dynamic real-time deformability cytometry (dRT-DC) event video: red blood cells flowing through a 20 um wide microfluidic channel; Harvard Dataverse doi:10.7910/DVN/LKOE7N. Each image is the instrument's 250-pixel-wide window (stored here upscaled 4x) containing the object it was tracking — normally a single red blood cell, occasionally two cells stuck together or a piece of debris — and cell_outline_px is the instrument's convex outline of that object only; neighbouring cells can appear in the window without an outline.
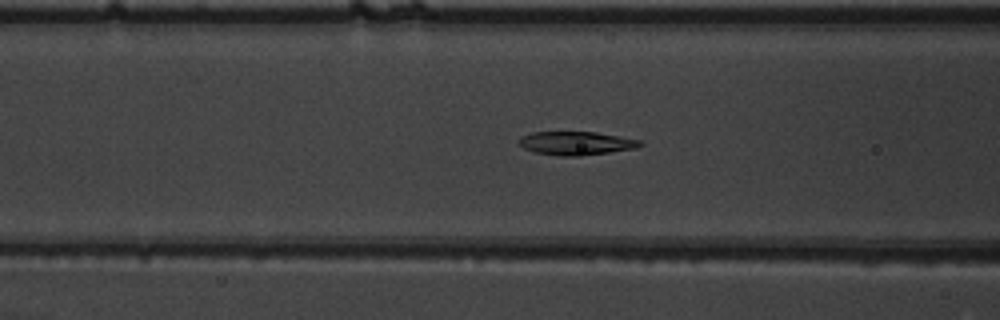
{"species": "common noctule bat (a hibernating species)", "species_latin": "Nyctalus noctula", "temperature_condition": "warm", "stored_images_in_passage": 52, "camera_frame_rate_fps": 3000, "um_per_image_px": 0.085, "animal": {"sex": "male", "body_mass_g": 19.5, "forearm_length_mm": 54.6}, "frame": {"image": 1, "passage_image": 21, "time_ms": 6.667, "image_size_px": [1000, 320], "cell_outline_px": [[644, 144], [636, 148], [580, 156], [556, 156], [536, 152], [524, 148], [516, 144], [520, 136], [532, 132], [596, 132], [640, 140]], "centroid_in_image_um": [48.92, 12.17], "position_along_channel_um": 117.7, "area_um2": 16.65}}
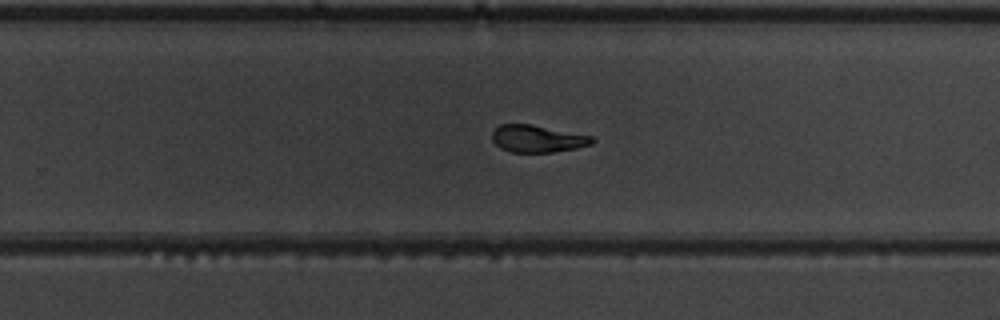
{"frame": {"image": 2, "passage_image": 34, "time_ms": 11.0, "image_size_px": [1000, 320], "cell_outline_px": [[596, 140], [592, 144], [576, 148], [552, 152], [508, 152], [500, 148], [492, 140], [492, 132], [500, 124], [532, 124], [592, 136]], "centroid_in_image_um": [45.68, 11.79], "position_along_channel_um": 284.1, "area_um2": 15.9}}
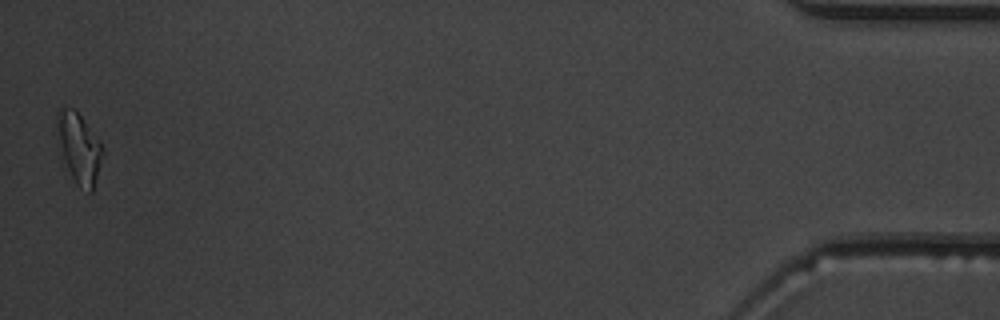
{"frame": {"image": 3, "passage_image": 52, "time_ms": 17.0, "image_size_px": [1000, 320], "cell_outline_px": [[104, 156], [92, 192], [88, 192], [80, 188], [76, 184], [68, 168], [64, 156], [60, 140], [56, 120], [56, 112], [60, 108], [72, 108], [80, 116], [100, 140], [104, 148]], "centroid_in_image_um": [6.78, 12.6], "position_along_channel_um": 428.4, "area_um2": 18.21}, "authors_computed_cell_mechanics": {"area_um2": 17.3978, "velocity_mm_per_s": 3.8533, "shape_relaxation_time_tau1_ms": 4.8095, "shape_relaxation_time_tau2_ms": 2.9262, "deformation_change_tau1": 0.1796, "deformation_change_tau2": 0.0974}}